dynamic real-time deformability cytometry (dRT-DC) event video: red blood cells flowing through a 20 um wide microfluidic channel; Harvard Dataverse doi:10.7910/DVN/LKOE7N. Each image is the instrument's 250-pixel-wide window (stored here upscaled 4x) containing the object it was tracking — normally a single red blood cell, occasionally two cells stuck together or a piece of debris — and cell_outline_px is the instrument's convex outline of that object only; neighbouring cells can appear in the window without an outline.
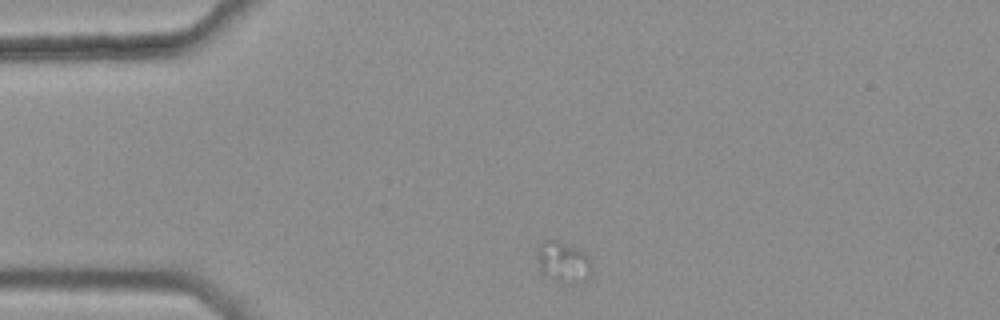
{"species": "common noctule bat (a hibernating species)", "species_latin": "Nyctalus noctula", "temperature_condition": "warm", "stored_images_in_passage": 2, "camera_frame_rate_fps": 3000, "um_per_image_px": 0.085, "animal": {"sex": "female", "body_mass_g": 25.1}, "frame": {"image": 1, "passage_image": 1, "time_ms": 0.0, "image_size_px": [1000, 320], "cell_outline_px": [[588, 276], [584, 280], [576, 284], [568, 284], [556, 280], [544, 272], [540, 268], [540, 248], [544, 240], [556, 240], [588, 256]], "centroid_in_image_um": [47.88, 22.31], "position_along_channel_um": 37.1, "area_um2": 11.73}}